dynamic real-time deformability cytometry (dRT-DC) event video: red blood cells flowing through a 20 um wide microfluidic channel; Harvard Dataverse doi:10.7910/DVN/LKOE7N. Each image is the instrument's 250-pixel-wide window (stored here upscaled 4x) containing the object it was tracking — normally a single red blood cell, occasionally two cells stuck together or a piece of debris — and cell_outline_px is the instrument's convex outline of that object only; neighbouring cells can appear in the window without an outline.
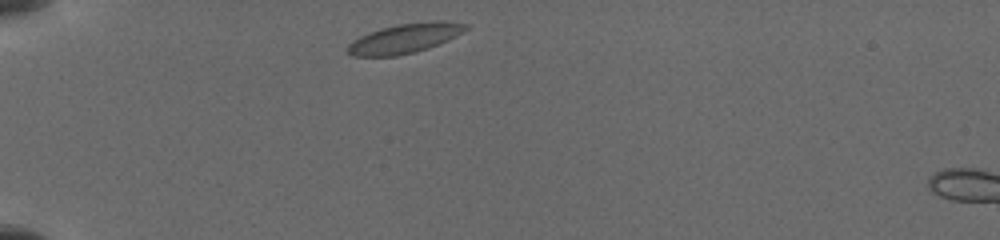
{"species": "common noctule bat (a hibernating species)", "species_latin": "Nyctalus noctula", "temperature_condition": "cold", "stored_images_in_passage": 43, "camera_frame_rate_fps": 3000, "um_per_image_px": 0.085, "animal": {"sex": "female", "body_mass_g": 19.5, "forearm_length_mm": 54.1}, "frame": {"image": 1, "passage_image": 1, "time_ms": 0.0, "image_size_px": [1000, 240], "cell_outline_px": [[468, 28], [456, 36], [448, 40], [428, 48], [396, 56], [352, 56], [348, 52], [348, 44], [352, 40], [368, 32], [380, 28], [396, 24], [432, 20], [444, 20], [468, 24]], "centroid_in_image_um": [34.41, 3.24], "position_along_channel_um": 50.6, "area_um2": 20.46}}
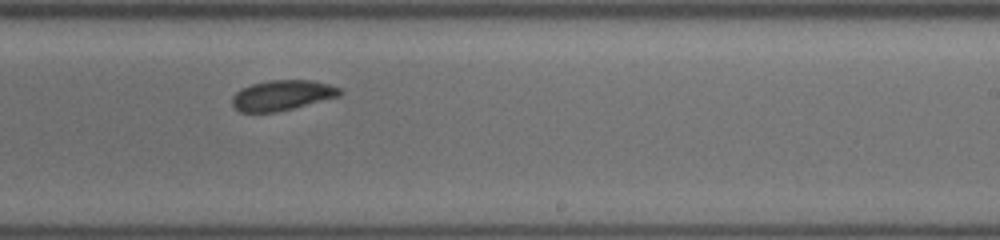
{"frame": {"image": 2, "passage_image": 20, "time_ms": 6.333, "image_size_px": [1000, 240], "cell_outline_px": [[344, 92], [340, 96], [276, 112], [240, 112], [232, 104], [232, 96], [236, 92], [252, 84], [268, 80], [312, 80], [344, 88]], "centroid_in_image_um": [24.03, 8.09], "position_along_channel_um": 265.0, "area_um2": 18.96}}
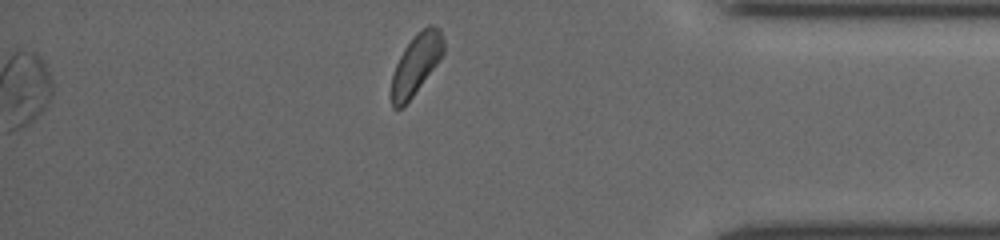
{"frame": {"image": 3, "passage_image": 43, "time_ms": 10.333, "image_size_px": [1000, 240], "cell_outline_px": [[444, 52], [436, 64], [412, 96], [400, 108], [392, 108], [392, 76], [396, 64], [404, 48], [412, 36], [416, 32], [428, 24], [432, 24], [440, 28], [444, 40]], "centroid_in_image_um": [35.38, 5.37], "position_along_channel_um": 399.8, "area_um2": 18.03}}